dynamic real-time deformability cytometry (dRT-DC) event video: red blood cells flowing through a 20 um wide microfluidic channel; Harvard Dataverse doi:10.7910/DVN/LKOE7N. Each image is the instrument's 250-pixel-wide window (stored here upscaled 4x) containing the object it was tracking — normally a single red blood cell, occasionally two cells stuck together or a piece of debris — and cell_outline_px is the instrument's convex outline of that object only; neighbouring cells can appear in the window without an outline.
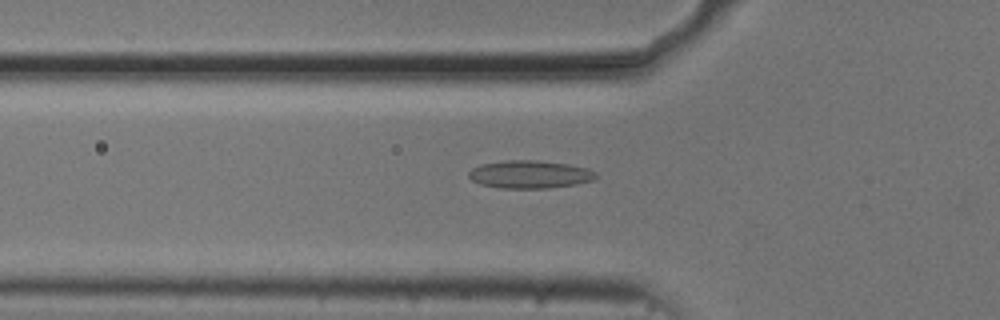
{"species": "common noctule bat (a hibernating species)", "species_latin": "Nyctalus noctula", "temperature_condition": "cold", "stored_images_in_passage": 54, "camera_frame_rate_fps": 3000, "um_per_image_px": 0.085, "animal": {"sex": "male", "body_mass_g": 20.5, "forearm_length_mm": 52.5}, "frame": {"image": 1, "passage_image": 18, "time_ms": 5.667, "image_size_px": [1000, 320], "cell_outline_px": [[596, 176], [592, 180], [576, 184], [548, 188], [500, 188], [480, 184], [472, 180], [468, 176], [468, 172], [472, 168], [480, 164], [504, 160], [536, 160], [568, 164], [588, 168], [596, 172]], "centroid_in_image_um": [45.0, 14.81], "position_along_channel_um": 80.8, "area_um2": 20.69}}
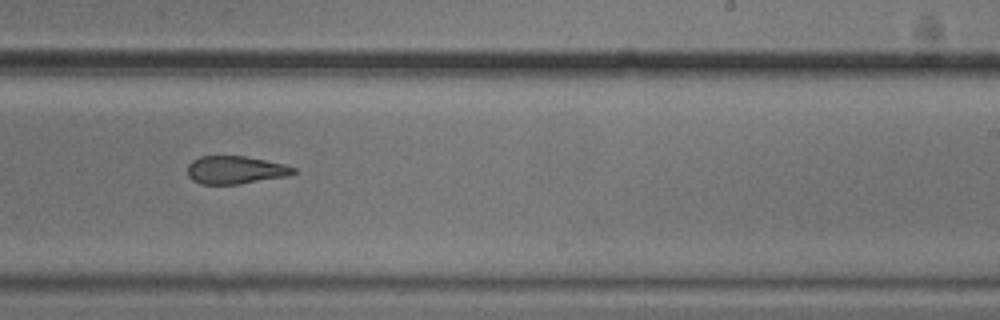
{"frame": {"image": 2, "passage_image": 33, "time_ms": 10.667, "image_size_px": [1000, 320], "cell_outline_px": [[296, 172], [288, 176], [236, 184], [200, 184], [192, 180], [188, 176], [188, 164], [192, 160], [200, 156], [248, 156], [284, 164], [296, 168]], "centroid_in_image_um": [20.0, 14.44], "position_along_channel_um": 269.0, "area_um2": 17.28}}
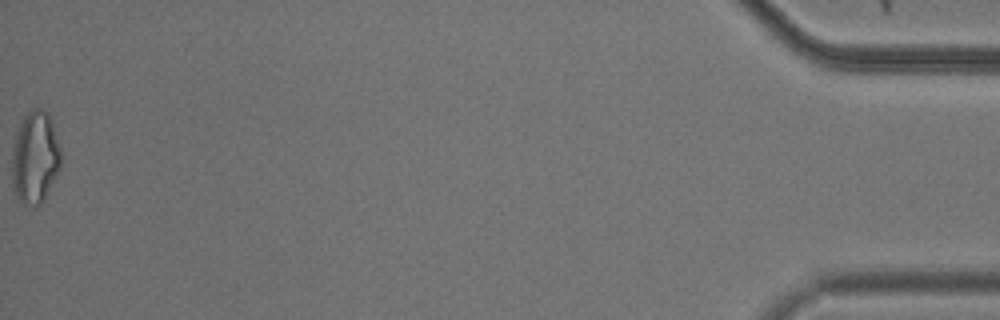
{"frame": {"image": 3, "passage_image": 54, "time_ms": 17.667, "image_size_px": [1000, 320], "cell_outline_px": [[60, 168], [40, 204], [36, 208], [24, 204], [16, 196], [12, 184], [12, 152], [16, 136], [20, 124], [24, 116], [32, 108], [44, 108], [48, 112], [60, 144]], "centroid_in_image_um": [2.98, 13.37], "position_along_channel_um": 432.2, "area_um2": 26.24}, "authors_computed_cell_mechanics": {"area_um2": 20.1144, "velocity_mm_per_s": 3.7529, "shape_relaxation_time_tau1_ms": null, "shape_relaxation_time_tau2_ms": 5.7679, "deformation_change_tau1": null, "deformation_change_tau2": 0.1508}}